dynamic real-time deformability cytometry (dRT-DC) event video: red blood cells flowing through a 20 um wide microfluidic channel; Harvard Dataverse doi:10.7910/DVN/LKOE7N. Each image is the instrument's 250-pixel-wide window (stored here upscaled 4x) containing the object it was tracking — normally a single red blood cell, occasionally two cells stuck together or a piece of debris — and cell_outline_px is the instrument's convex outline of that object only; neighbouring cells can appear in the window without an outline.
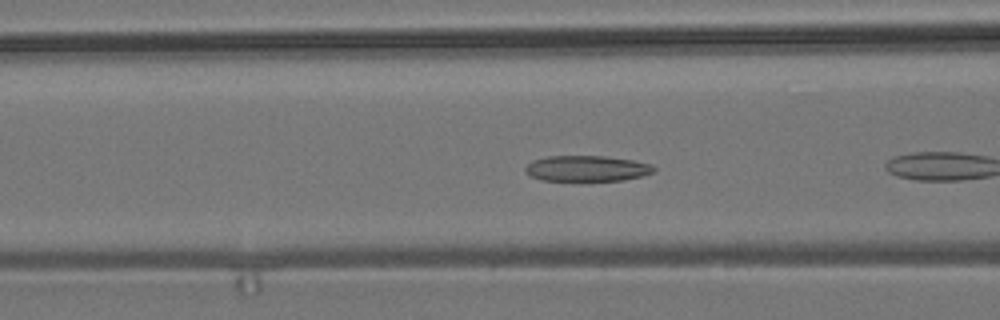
{"species": "common noctule bat (a hibernating species)", "species_latin": "Nyctalus noctula", "temperature_condition": "room temperature", "stored_images_in_passage": 10, "camera_frame_rate_fps": 3000, "um_per_image_px": 0.085, "animal": {"sex": "male", "body_mass_g": 19.2, "forearm_length_mm": 51.8}, "frame": {"image": 1, "passage_image": 5, "time_ms": 1.333, "image_size_px": [1000, 320], "cell_outline_px": [[656, 172], [644, 176], [624, 180], [540, 180], [524, 172], [524, 168], [532, 160], [548, 156], [604, 156], [632, 160], [648, 164], [656, 168]], "centroid_in_image_um": [49.88, 14.32], "position_along_channel_um": 116.7, "area_um2": 19.25}}